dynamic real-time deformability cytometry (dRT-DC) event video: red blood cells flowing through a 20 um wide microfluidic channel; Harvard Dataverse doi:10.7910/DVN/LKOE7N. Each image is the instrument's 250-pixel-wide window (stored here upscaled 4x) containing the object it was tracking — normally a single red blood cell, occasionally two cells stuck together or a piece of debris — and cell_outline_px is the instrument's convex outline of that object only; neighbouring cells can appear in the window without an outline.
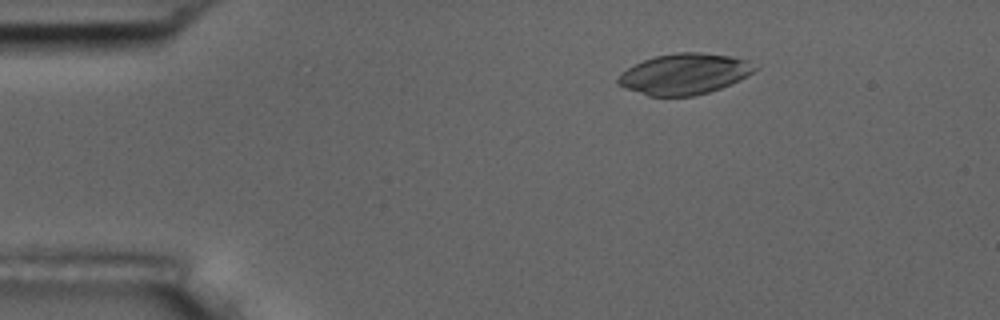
{"species": "common noctule bat (a hibernating species)", "species_latin": "Nyctalus noctula", "temperature_condition": "room temperature", "stored_images_in_passage": 3, "camera_frame_rate_fps": 3000, "um_per_image_px": 0.085, "animal": {"sex": "male", "body_mass_g": 17.5, "forearm_length_mm": 52.3}, "frame": {"image": 1, "passage_image": 1, "time_ms": 0.0, "image_size_px": [1000, 320], "cell_outline_px": [[760, 68], [748, 76], [740, 80], [720, 88], [708, 92], [692, 96], [648, 96], [616, 84], [616, 80], [620, 72], [644, 60], [656, 56], [676, 52], [700, 52], [728, 56], [748, 60]], "centroid_in_image_um": [58.18, 6.29], "position_along_channel_um": 26.8, "area_um2": 32.54}}